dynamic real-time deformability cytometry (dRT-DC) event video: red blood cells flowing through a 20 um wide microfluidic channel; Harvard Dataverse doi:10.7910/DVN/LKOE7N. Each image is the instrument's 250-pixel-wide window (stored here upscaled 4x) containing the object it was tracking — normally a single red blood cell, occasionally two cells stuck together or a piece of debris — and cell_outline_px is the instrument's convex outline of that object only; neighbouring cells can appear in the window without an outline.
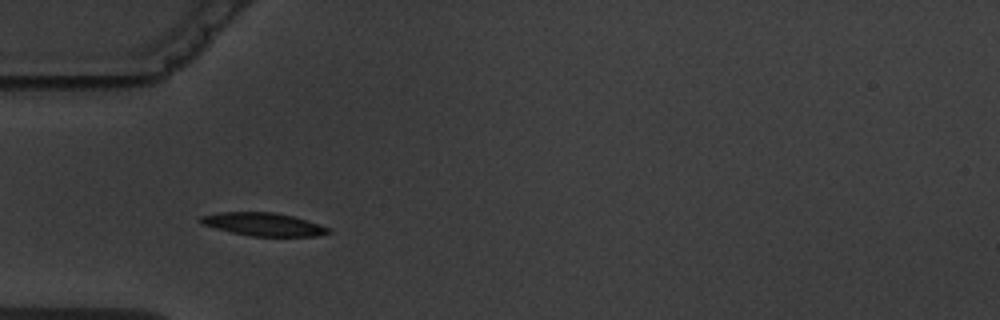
{"species": "common noctule bat (a hibernating species)", "species_latin": "Nyctalus noctula", "temperature_condition": "warm", "stored_images_in_passage": 1, "camera_frame_rate_fps": 3000, "um_per_image_px": 0.085, "animal": {"sex": "male", "body_mass_g": 19.5, "forearm_length_mm": 54.6}, "frame": {"image": 1, "passage_image": 1, "time_ms": 0.0, "image_size_px": [1000, 320], "cell_outline_px": [[332, 232], [320, 236], [252, 236], [232, 232], [200, 224], [200, 216], [216, 212], [272, 212], [292, 216], [328, 228]], "centroid_in_image_um": [22.34, 19.06], "position_along_channel_um": 62.7, "area_um2": 16.94}}